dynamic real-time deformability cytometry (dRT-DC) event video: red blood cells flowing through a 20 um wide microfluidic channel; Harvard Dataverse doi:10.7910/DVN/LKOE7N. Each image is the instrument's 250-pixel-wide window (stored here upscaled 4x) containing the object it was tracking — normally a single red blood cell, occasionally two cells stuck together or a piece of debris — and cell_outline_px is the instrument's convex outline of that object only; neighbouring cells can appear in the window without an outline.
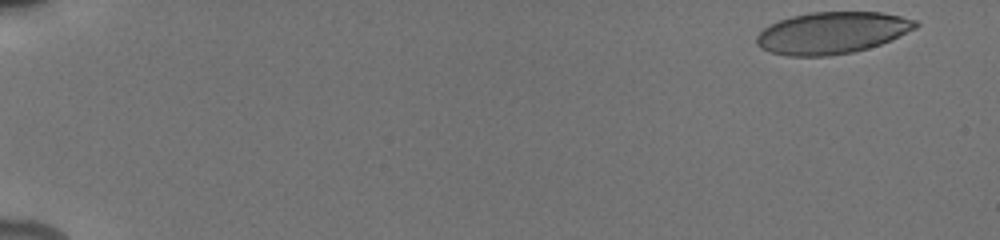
{"species": "human", "species_latin": "Homo sapiens", "temperature_condition": "cold", "stored_images_in_passage": 45, "camera_frame_rate_fps": 3000, "um_per_image_px": 0.085, "donor": {"sex": "male"}, "frame": {"image": 1, "passage_image": 1, "time_ms": 0.0, "image_size_px": [1000, 240], "cell_outline_px": [[920, 24], [916, 28], [880, 44], [868, 48], [852, 52], [828, 56], [788, 56], [772, 52], [760, 48], [756, 44], [756, 36], [764, 28], [780, 20], [792, 16], [812, 12], [880, 12], [900, 16], [916, 20]], "centroid_in_image_um": [70.71, 2.79], "position_along_channel_um": 14.3, "area_um2": 38.49}}
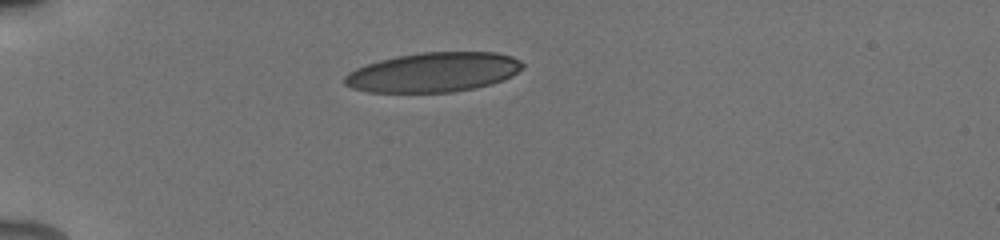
{"frame": {"image": 2, "passage_image": 29, "time_ms": 4.333, "image_size_px": [1000, 240], "cell_outline_px": [[524, 68], [512, 76], [504, 80], [492, 84], [452, 92], [368, 92], [352, 88], [344, 84], [344, 76], [348, 72], [356, 68], [380, 60], [396, 56], [420, 52], [496, 52], [512, 56], [520, 60], [524, 64]], "centroid_in_image_um": [36.86, 6.14], "position_along_channel_um": 48.1, "area_um2": 41.21}}
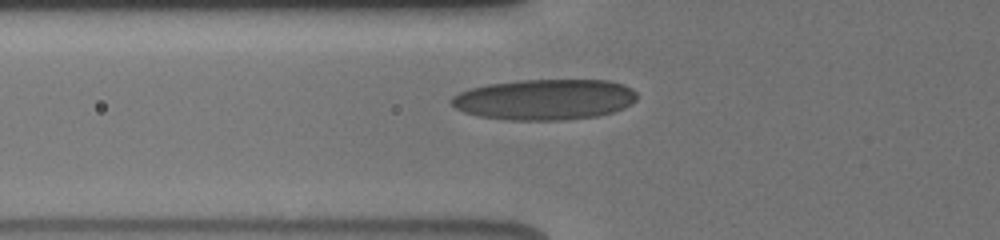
{"frame": {"image": 3, "passage_image": 40, "time_ms": 6.0, "image_size_px": [1000, 240], "cell_outline_px": [[636, 100], [632, 104], [624, 108], [612, 112], [596, 116], [560, 120], [508, 120], [476, 116], [464, 112], [456, 108], [448, 100], [452, 96], [468, 88], [488, 84], [520, 80], [608, 80], [624, 84], [632, 88], [636, 92]], "centroid_in_image_um": [46.28, 8.45], "position_along_channel_um": 79.5, "area_um2": 44.33}}